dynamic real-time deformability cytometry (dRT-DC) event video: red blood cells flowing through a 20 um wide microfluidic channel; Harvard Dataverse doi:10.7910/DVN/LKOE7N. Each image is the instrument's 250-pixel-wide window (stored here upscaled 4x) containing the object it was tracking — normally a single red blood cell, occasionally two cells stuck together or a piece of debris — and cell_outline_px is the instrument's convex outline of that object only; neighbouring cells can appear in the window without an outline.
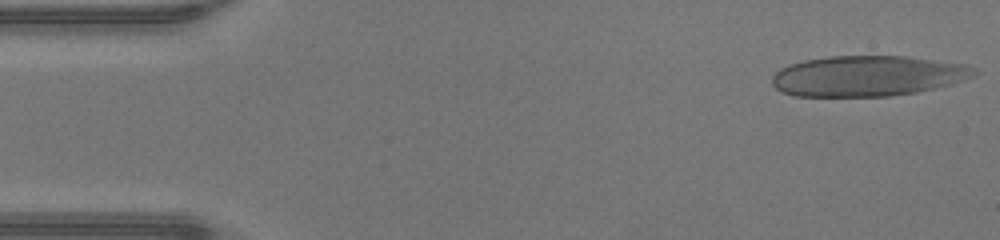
{"species": "human", "species_latin": "Homo sapiens", "temperature_condition": "warm", "stored_images_in_passage": 45, "camera_frame_rate_fps": 3000, "um_per_image_px": 0.085, "donor": {"sex": "male"}, "frame": {"image": 1, "passage_image": 1, "time_ms": 0.0, "image_size_px": [1000, 240], "cell_outline_px": [[980, 72], [964, 80], [952, 84], [936, 88], [916, 92], [888, 96], [796, 96], [784, 92], [776, 88], [772, 84], [772, 76], [780, 68], [804, 60], [832, 56], [908, 56], [964, 64], [976, 68]], "centroid_in_image_um": [73.79, 6.45], "position_along_channel_um": 11.2, "area_um2": 47.74}}
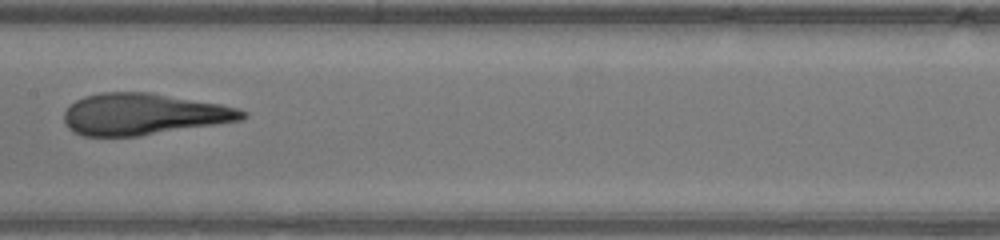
{"frame": {"image": 2, "passage_image": 22, "time_ms": 7.0, "image_size_px": [1000, 240], "cell_outline_px": [[248, 116], [240, 120], [216, 124], [140, 136], [84, 136], [72, 132], [64, 124], [64, 112], [76, 100], [84, 96], [100, 92], [148, 92], [220, 104], [236, 108], [248, 112]], "centroid_in_image_um": [12.16, 9.71], "position_along_channel_um": 195.2, "area_um2": 43.0}}
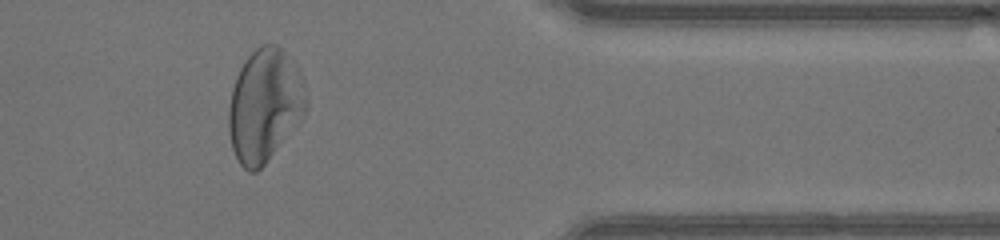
{"frame": {"image": 3, "passage_image": 37, "time_ms": 12.0, "image_size_px": [1000, 240], "cell_outline_px": [[308, 104], [300, 120], [264, 164], [256, 172], [248, 172], [240, 164], [232, 148], [228, 128], [228, 108], [232, 88], [236, 76], [244, 60], [260, 44], [276, 44], [284, 52], [308, 100]], "centroid_in_image_um": [22.41, 9.0], "position_along_channel_um": 389.0, "area_um2": 49.59}, "authors_computed_cell_mechanics": {"area_um2": 47.0492, "velocity_mm_per_s": 4.3643, "shape_relaxation_time_tau1_ms": 4.2106, "shape_relaxation_time_tau2_ms": 1.0528, "deformation_change_tau1": 0.246, "deformation_change_tau2": 0.0988}}